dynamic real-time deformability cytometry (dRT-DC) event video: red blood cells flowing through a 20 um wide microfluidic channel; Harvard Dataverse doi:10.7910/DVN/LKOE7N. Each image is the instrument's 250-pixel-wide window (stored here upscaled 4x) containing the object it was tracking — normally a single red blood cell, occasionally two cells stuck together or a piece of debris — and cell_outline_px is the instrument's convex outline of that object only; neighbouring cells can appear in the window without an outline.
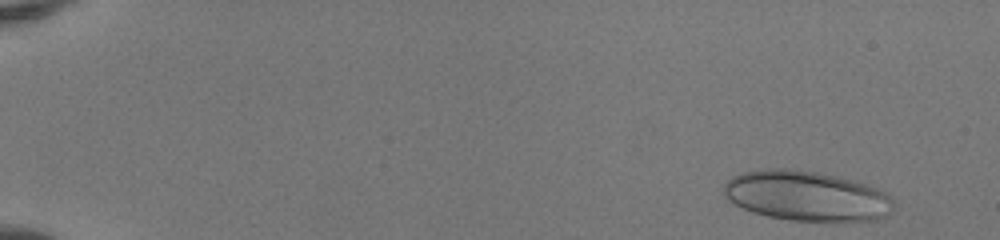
{"species": "human", "species_latin": "Homo sapiens", "temperature_condition": "room temperature", "stored_images_in_passage": 49, "camera_frame_rate_fps": 3000, "um_per_image_px": 0.085, "donor": {"sex": "female"}, "frame": {"image": 1, "passage_image": 2, "time_ms": 0.333, "image_size_px": [1000, 240], "cell_outline_px": [[892, 204], [888, 212], [884, 216], [876, 220], [788, 220], [768, 216], [752, 212], [728, 200], [724, 196], [724, 184], [732, 176], [740, 172], [768, 168], [788, 168], [816, 172], [840, 176], [856, 180], [888, 192], [892, 196]], "centroid_in_image_um": [68.53, 16.62], "position_along_channel_um": 16.5, "area_um2": 49.48}}
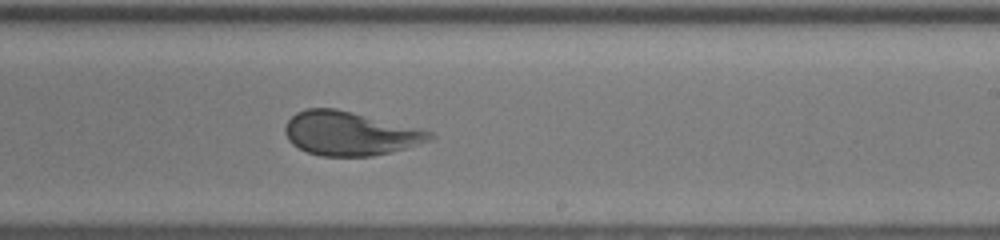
{"frame": {"image": 2, "passage_image": 31, "time_ms": 10.0, "image_size_px": [1000, 240], "cell_outline_px": [[436, 136], [432, 140], [392, 152], [372, 156], [320, 156], [308, 152], [292, 144], [288, 140], [284, 132], [284, 128], [288, 120], [296, 112], [308, 108], [336, 108], [420, 128], [432, 132]], "centroid_in_image_um": [29.75, 11.34], "position_along_channel_um": 259.2, "area_um2": 37.11}}
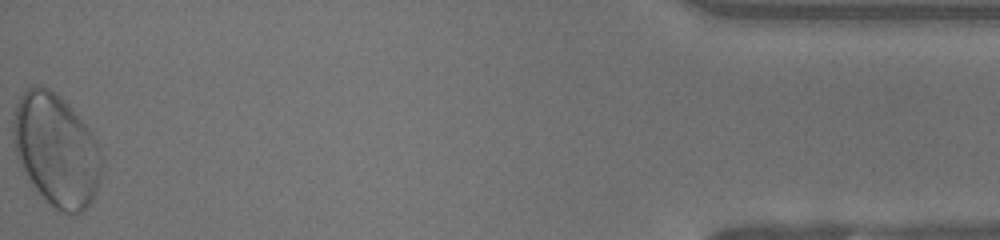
{"frame": {"image": 3, "passage_image": 49, "time_ms": 16.0, "image_size_px": [1000, 240], "cell_outline_px": [[104, 164], [100, 180], [92, 200], [80, 212], [64, 212], [56, 208], [36, 188], [28, 176], [16, 156], [12, 144], [12, 120], [16, 104], [20, 96], [32, 84], [40, 84], [56, 92], [68, 104], [92, 132], [100, 148]], "centroid_in_image_um": [4.78, 12.68], "position_along_channel_um": 430.4, "area_um2": 57.8}, "authors_computed_cell_mechanics": {"area_um2": 41.3848, "velocity_mm_per_s": 4.1424, "shape_relaxation_time_tau1_ms": 4.5021, "shape_relaxation_time_tau2_ms": null, "deformation_change_tau1": 0.1807, "deformation_change_tau2": null}}